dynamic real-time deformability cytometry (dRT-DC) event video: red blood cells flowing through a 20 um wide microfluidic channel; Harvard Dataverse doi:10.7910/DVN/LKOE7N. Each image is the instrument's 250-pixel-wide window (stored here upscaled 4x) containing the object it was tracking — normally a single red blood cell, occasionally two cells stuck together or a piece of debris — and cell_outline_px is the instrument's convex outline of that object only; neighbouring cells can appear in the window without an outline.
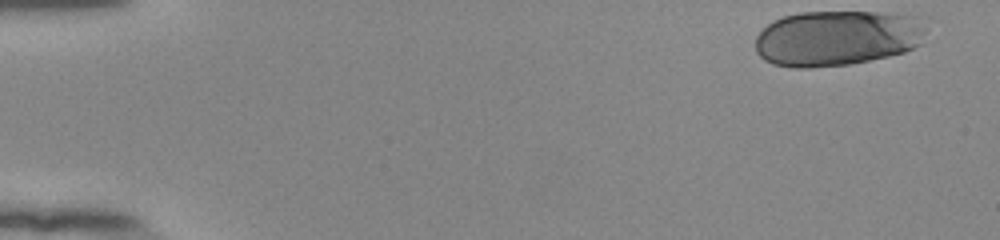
{"species": "human", "species_latin": "Homo sapiens", "temperature_condition": "room temperature", "stored_images_in_passage": 46, "camera_frame_rate_fps": 3000, "um_per_image_px": 0.085, "donor": {"sex": "female"}, "frame": {"image": 1, "passage_image": 1, "time_ms": 0.0, "image_size_px": [1000, 240], "cell_outline_px": [[924, 32], [920, 44], [904, 52], [888, 56], [848, 64], [808, 68], [792, 68], [772, 64], [764, 60], [756, 52], [756, 36], [772, 20], [784, 16], [800, 12], [880, 12], [904, 16], [924, 28]], "centroid_in_image_um": [71.02, 3.26], "position_along_channel_um": 14.0, "area_um2": 54.56}}
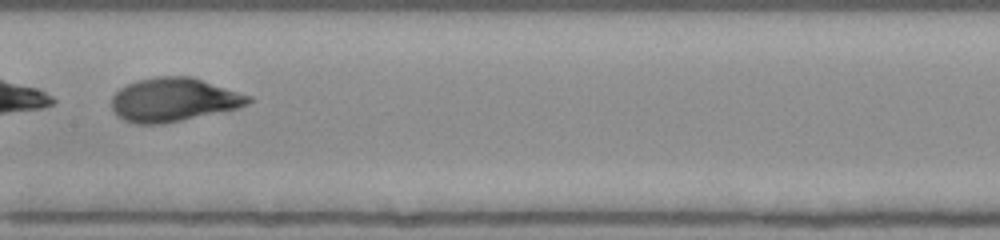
{"frame": {"image": 2, "passage_image": 27, "time_ms": 8.667, "image_size_px": [1000, 240], "cell_outline_px": [[252, 100], [248, 104], [236, 108], [180, 120], [160, 124], [136, 124], [124, 120], [112, 108], [112, 96], [120, 88], [136, 80], [160, 76], [192, 76], [252, 96]], "centroid_in_image_um": [14.76, 8.46], "position_along_channel_um": 192.6, "area_um2": 34.45}}
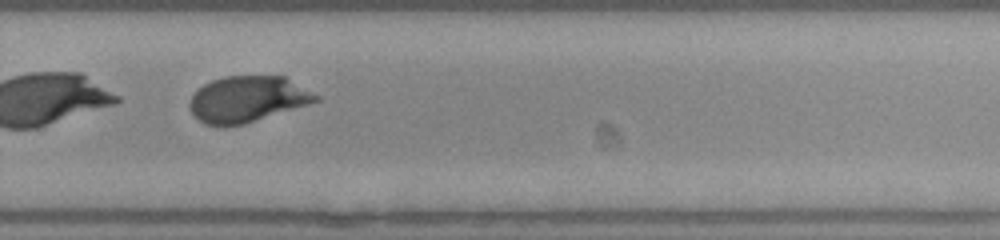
{"frame": {"image": 3, "passage_image": 36, "time_ms": 11.667, "image_size_px": [1000, 240], "cell_outline_px": [[320, 100], [308, 104], [244, 124], [224, 128], [204, 124], [192, 112], [188, 104], [192, 96], [204, 84], [212, 80], [224, 76], [284, 76], [320, 96]], "centroid_in_image_um": [21.02, 8.44], "position_along_channel_um": 308.8, "area_um2": 33.81}, "authors_computed_cell_mechanics": {"area_um2": 35.2002, "velocity_mm_per_s": 3.8851, "shape_relaxation_time_tau1_ms": 3.2997, "shape_relaxation_time_tau2_ms": 0.7802, "deformation_change_tau1": 0.1695, "deformation_change_tau2": 0.0541}}